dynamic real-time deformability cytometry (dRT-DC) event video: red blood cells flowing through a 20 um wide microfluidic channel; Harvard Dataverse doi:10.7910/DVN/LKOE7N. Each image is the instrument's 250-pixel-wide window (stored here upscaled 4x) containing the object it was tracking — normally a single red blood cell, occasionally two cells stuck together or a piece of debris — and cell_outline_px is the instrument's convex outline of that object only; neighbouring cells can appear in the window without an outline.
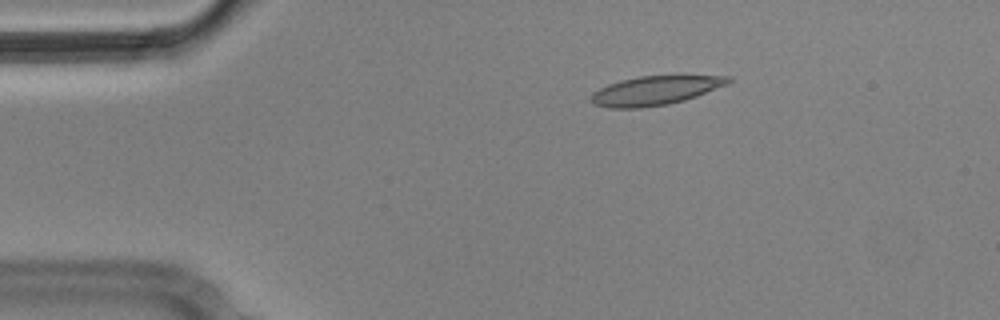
{"species": "Egyptian fruit bat (a non-hibernating species)", "species_latin": "Rousettus aegyptiacus", "temperature_condition": "cold", "stored_images_in_passage": 4, "camera_frame_rate_fps": 3000, "um_per_image_px": 0.085, "animal": {"sex": "male"}, "frame": {"image": 1, "passage_image": 3, "time_ms": 0.667, "image_size_px": [1000, 320], "cell_outline_px": [[736, 80], [728, 84], [696, 96], [684, 100], [668, 104], [640, 108], [608, 108], [592, 104], [588, 100], [592, 92], [608, 84], [620, 80], [640, 76], [680, 72], [732, 76]], "centroid_in_image_um": [55.8, 7.63], "position_along_channel_um": 29.2, "area_um2": 24.68}}